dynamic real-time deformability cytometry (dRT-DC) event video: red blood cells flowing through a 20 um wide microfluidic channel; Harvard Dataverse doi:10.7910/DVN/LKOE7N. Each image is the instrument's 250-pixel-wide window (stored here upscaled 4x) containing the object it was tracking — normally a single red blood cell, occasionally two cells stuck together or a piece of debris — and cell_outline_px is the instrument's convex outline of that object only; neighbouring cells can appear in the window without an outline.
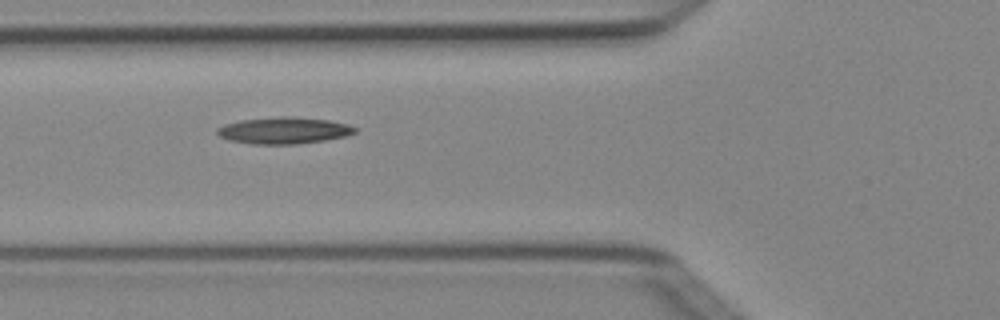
{"species": "Egyptian fruit bat (a non-hibernating species)", "species_latin": "Rousettus aegyptiacus", "temperature_condition": "cold", "stored_images_in_passage": 5, "camera_frame_rate_fps": 3000, "um_per_image_px": 0.085, "animal": {"sex": "female"}, "frame": {"image": 1, "passage_image": 5, "time_ms": 1.333, "image_size_px": [1000, 320], "cell_outline_px": [[360, 128], [356, 132], [344, 136], [324, 140], [296, 144], [252, 144], [228, 140], [220, 136], [216, 132], [216, 128], [224, 124], [240, 120], [280, 116], [292, 116], [328, 120], [348, 124]], "centroid_in_image_um": [24.12, 11.08], "position_along_channel_um": 101.7, "area_um2": 21.5}}